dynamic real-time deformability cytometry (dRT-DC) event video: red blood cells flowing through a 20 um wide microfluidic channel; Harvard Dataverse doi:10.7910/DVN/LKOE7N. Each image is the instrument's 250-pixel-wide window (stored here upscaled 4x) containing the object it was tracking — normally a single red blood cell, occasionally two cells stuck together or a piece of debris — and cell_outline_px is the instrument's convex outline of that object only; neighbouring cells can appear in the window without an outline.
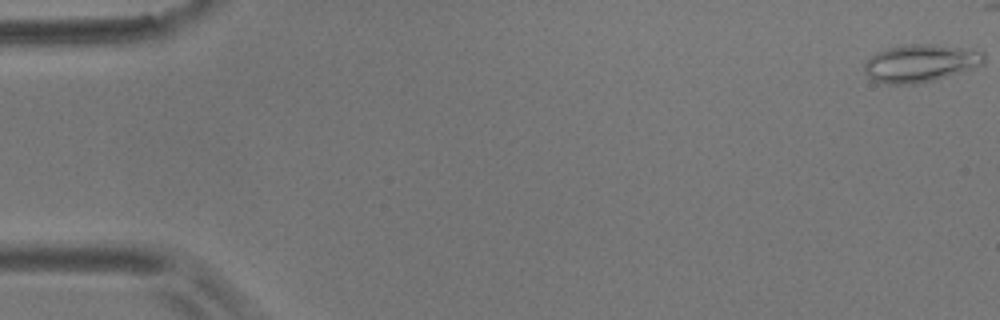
{"species": "common noctule bat (a hibernating species)", "species_latin": "Nyctalus noctula", "temperature_condition": "room temperature", "stored_images_in_passage": 17, "camera_frame_rate_fps": 3000, "um_per_image_px": 0.085, "animal": {"sex": "male", "body_mass_g": 17.9}, "frame": {"image": 1, "passage_image": 1, "time_ms": 0.0, "image_size_px": [1000, 320], "cell_outline_px": [[984, 64], [976, 68], [964, 72], [932, 80], [912, 84], [888, 84], [872, 80], [864, 72], [864, 60], [876, 52], [888, 48], [904, 44], [932, 44], [964, 48], [984, 52]], "centroid_in_image_um": [78.22, 5.37], "position_along_channel_um": 6.8, "area_um2": 26.47}}